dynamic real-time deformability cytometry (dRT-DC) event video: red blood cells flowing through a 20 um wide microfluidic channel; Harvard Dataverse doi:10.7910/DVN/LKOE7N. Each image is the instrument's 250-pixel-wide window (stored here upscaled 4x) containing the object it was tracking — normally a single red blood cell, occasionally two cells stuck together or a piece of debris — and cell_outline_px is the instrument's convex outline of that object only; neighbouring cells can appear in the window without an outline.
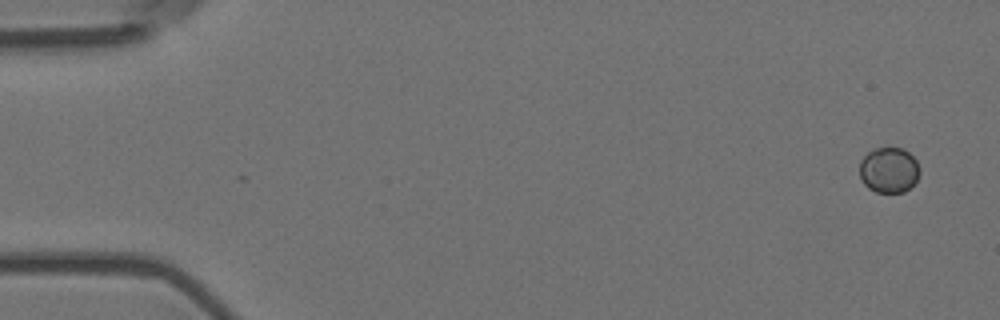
{"species": "Egyptian fruit bat (a non-hibernating species)", "species_latin": "Rousettus aegyptiacus", "temperature_condition": "room temperature", "stored_images_in_passage": 5, "camera_frame_rate_fps": 3000, "um_per_image_px": 0.085, "animal": {"sex": "female"}, "frame": {"image": 1, "passage_image": 1, "time_ms": 0.0, "image_size_px": [1000, 320], "cell_outline_px": [[920, 172], [916, 180], [904, 192], [876, 192], [868, 188], [864, 184], [860, 176], [860, 160], [872, 148], [904, 148], [916, 160], [920, 168]], "centroid_in_image_um": [75.55, 14.44], "position_along_channel_um": 9.5, "area_um2": 15.95}}
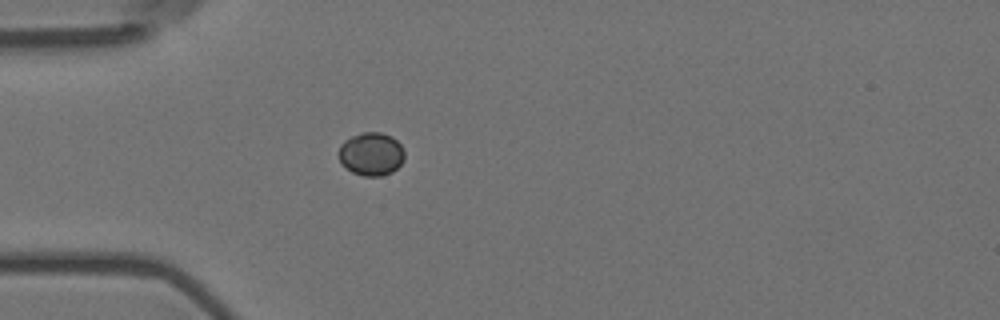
{"frame": {"image": 2, "passage_image": 5, "time_ms": 1.333, "image_size_px": [1000, 320], "cell_outline_px": [[404, 160], [392, 172], [380, 176], [364, 176], [352, 172], [340, 160], [340, 144], [344, 140], [360, 132], [380, 132], [392, 136], [404, 148]], "centroid_in_image_um": [31.58, 13.07], "position_along_channel_um": 53.4, "area_um2": 16.47}}